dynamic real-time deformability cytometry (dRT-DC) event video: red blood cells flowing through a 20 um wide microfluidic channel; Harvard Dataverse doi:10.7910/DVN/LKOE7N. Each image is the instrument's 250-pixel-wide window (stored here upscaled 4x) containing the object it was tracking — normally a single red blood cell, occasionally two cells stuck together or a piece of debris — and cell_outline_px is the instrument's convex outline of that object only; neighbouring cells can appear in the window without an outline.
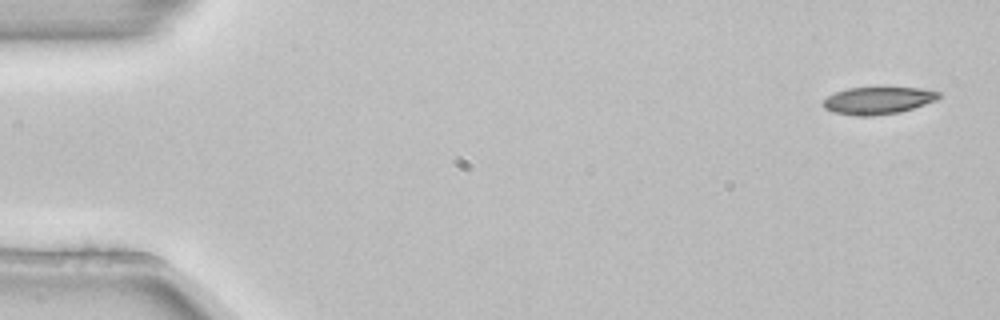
{"species": "common noctule bat (a hibernating species)", "species_latin": "Nyctalus noctula", "temperature_condition": "room temperature", "stored_images_in_passage": 4, "camera_frame_rate_fps": 3000, "um_per_image_px": 0.085, "animal": {"sex": "female", "body_mass_g": 22.7, "forearm_length_mm": 54.2}, "frame": {"image": 1, "passage_image": 1, "time_ms": 0.0, "image_size_px": [1000, 320], "cell_outline_px": [[940, 96], [936, 100], [900, 112], [872, 116], [864, 116], [832, 112], [824, 108], [820, 104], [828, 96], [836, 92], [848, 88], [924, 88], [940, 92]], "centroid_in_image_um": [74.61, 8.54], "position_along_channel_um": 10.4, "area_um2": 18.21}}